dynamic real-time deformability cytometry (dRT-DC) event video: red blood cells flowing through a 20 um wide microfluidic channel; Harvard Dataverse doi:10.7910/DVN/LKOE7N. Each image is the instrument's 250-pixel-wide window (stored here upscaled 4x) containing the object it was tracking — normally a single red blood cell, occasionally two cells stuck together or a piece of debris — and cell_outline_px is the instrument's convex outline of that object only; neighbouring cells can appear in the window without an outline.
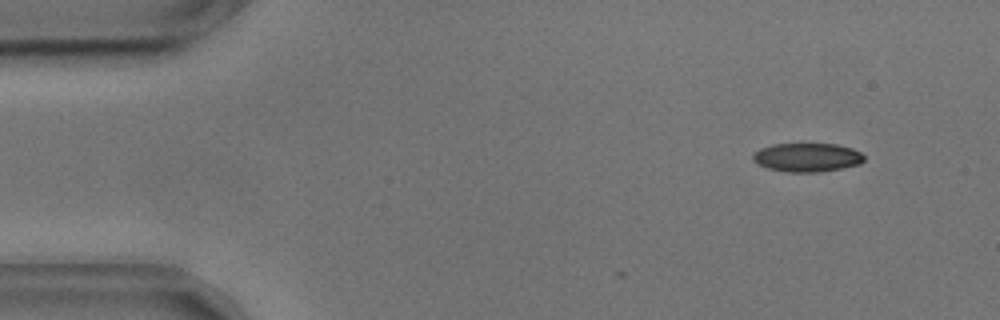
{"species": "common noctule bat (a hibernating species)", "species_latin": "Nyctalus noctula", "temperature_condition": "cold", "stored_images_in_passage": 7, "camera_frame_rate_fps": 3000, "um_per_image_px": 0.085, "animal": {"sex": "male", "body_mass_g": 17.9, "forearm_length_mm": 54.2}, "frame": {"image": 1, "passage_image": 1, "time_ms": 0.0, "image_size_px": [1000, 320], "cell_outline_px": [[864, 160], [860, 164], [840, 168], [816, 172], [788, 172], [768, 168], [756, 164], [752, 160], [752, 156], [760, 148], [772, 144], [836, 144], [852, 148], [860, 152], [864, 156]], "centroid_in_image_um": [68.58, 13.37], "position_along_channel_um": 16.4, "area_um2": 18.55}}